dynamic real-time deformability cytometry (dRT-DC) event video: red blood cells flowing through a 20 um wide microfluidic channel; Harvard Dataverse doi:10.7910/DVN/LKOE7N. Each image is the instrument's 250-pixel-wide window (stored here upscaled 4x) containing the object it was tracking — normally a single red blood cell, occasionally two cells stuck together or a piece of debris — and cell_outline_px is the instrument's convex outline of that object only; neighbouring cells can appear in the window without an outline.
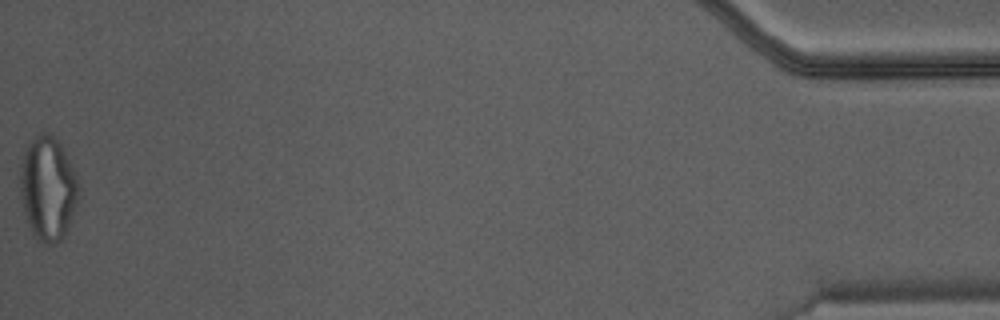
{"species": "Egyptian fruit bat (a non-hibernating species)", "species_latin": "Rousettus aegyptiacus", "temperature_condition": "warm", "stored_images_in_passage": 46, "camera_frame_rate_fps": 3000, "um_per_image_px": 0.085, "animal": {"sex": "male"}, "frame": {"image": 1, "passage_image": 46, "time_ms": 15.0, "image_size_px": [1000, 320], "cell_outline_px": [[76, 196], [68, 228], [64, 236], [60, 240], [52, 244], [44, 244], [32, 232], [28, 224], [24, 212], [20, 196], [20, 164], [24, 152], [28, 144], [40, 132], [48, 132], [64, 148], [76, 172]], "centroid_in_image_um": [4.03, 15.98], "position_along_channel_um": 431.2, "area_um2": 34.85}}